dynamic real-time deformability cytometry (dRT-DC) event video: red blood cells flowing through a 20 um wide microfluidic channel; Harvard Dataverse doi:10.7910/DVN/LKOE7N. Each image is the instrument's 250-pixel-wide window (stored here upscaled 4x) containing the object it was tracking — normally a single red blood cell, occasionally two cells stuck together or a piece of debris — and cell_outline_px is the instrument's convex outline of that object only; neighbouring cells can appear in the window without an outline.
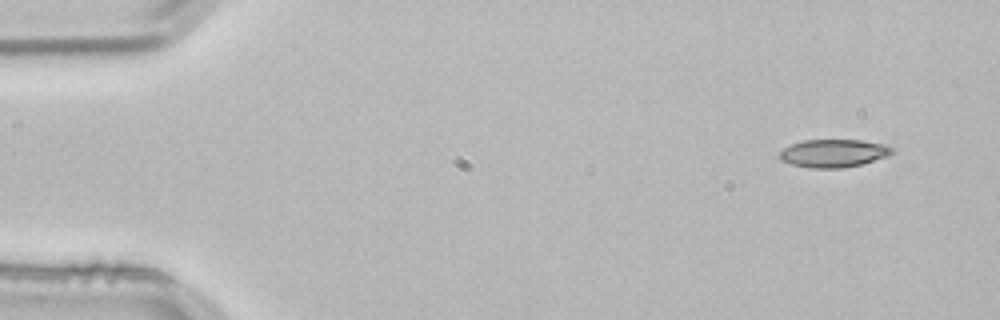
{"species": "common noctule bat (a hibernating species)", "species_latin": "Nyctalus noctula", "temperature_condition": "room temperature", "stored_images_in_passage": 3, "camera_frame_rate_fps": 3000, "um_per_image_px": 0.085, "animal": {"sex": "male", "body_mass_g": 21.5, "forearm_length_mm": 52.0}, "frame": {"image": 1, "passage_image": 1, "time_ms": 0.0, "image_size_px": [1000, 320], "cell_outline_px": [[896, 152], [888, 156], [860, 164], [840, 168], [808, 168], [792, 164], [780, 160], [780, 152], [784, 148], [792, 144], [804, 140], [864, 140], [884, 144], [896, 148]], "centroid_in_image_um": [70.9, 13.02], "position_along_channel_um": 14.1, "area_um2": 18.38}}